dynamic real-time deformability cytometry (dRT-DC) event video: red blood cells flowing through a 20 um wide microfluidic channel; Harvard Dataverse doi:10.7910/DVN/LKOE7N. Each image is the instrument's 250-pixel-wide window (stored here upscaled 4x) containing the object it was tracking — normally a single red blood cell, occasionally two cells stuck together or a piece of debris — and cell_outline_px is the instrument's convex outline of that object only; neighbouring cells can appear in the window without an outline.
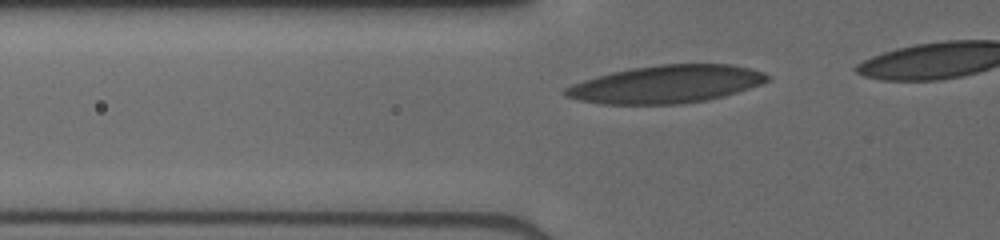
{"species": "human", "species_latin": "Homo sapiens", "temperature_condition": "cold", "stored_images_in_passage": 27, "camera_frame_rate_fps": 3000, "um_per_image_px": 0.085, "donor": {"sex": "male"}, "frame": {"image": 1, "passage_image": 6, "time_ms": 1.667, "image_size_px": [1000, 240], "cell_outline_px": [[772, 76], [768, 80], [760, 84], [724, 96], [704, 100], [680, 104], [604, 104], [580, 100], [564, 96], [564, 88], [572, 84], [584, 80], [612, 72], [632, 68], [660, 64], [732, 64], [764, 72]], "centroid_in_image_um": [56.63, 7.15], "position_along_channel_um": 69.2, "area_um2": 44.16}}
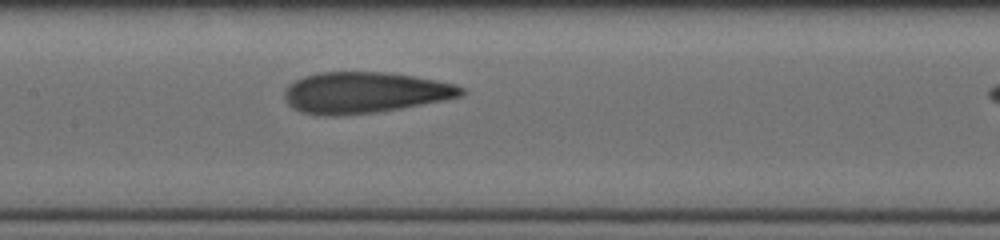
{"frame": {"image": 2, "passage_image": 14, "time_ms": 4.333, "image_size_px": [1000, 240], "cell_outline_px": [[468, 92], [464, 96], [444, 100], [400, 108], [376, 112], [332, 116], [300, 112], [292, 108], [284, 100], [284, 88], [288, 84], [304, 76], [320, 72], [388, 72], [436, 80], [456, 84], [464, 88]], "centroid_in_image_um": [31.0, 7.86], "position_along_channel_um": 176.4, "area_um2": 42.54}}
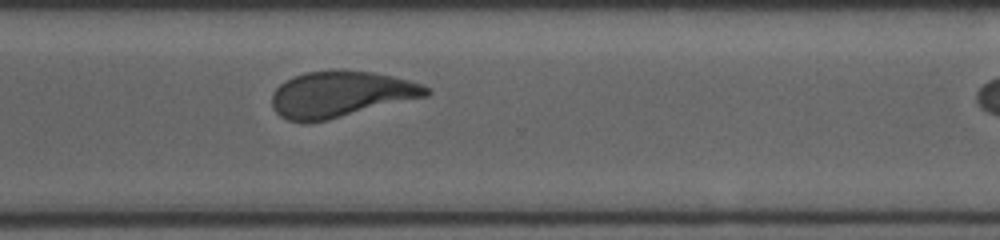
{"frame": {"image": 3, "passage_image": 26, "time_ms": 8.333, "image_size_px": [1000, 240], "cell_outline_px": [[432, 92], [428, 96], [328, 120], [304, 124], [288, 120], [280, 116], [272, 108], [272, 92], [280, 84], [292, 76], [304, 72], [332, 68], [336, 68], [372, 72], [392, 76], [408, 80], [432, 88]], "centroid_in_image_um": [28.94, 8.0], "position_along_channel_um": 341.7, "area_um2": 42.25}}